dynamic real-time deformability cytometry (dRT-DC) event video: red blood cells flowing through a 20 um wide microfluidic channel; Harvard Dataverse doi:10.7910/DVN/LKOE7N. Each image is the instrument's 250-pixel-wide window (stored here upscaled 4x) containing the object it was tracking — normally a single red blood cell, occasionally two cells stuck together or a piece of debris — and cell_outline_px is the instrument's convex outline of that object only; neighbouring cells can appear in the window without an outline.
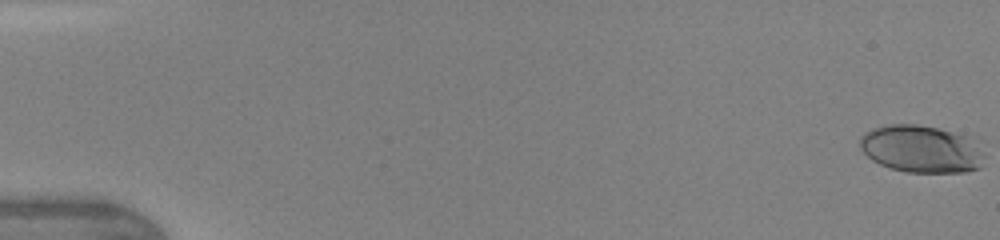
{"species": "human", "species_latin": "Homo sapiens", "temperature_condition": "warm", "stored_images_in_passage": 47, "camera_frame_rate_fps": 3000, "um_per_image_px": 0.085, "donor": {"sex": "female"}, "frame": {"image": 1, "passage_image": 1, "time_ms": 0.0, "image_size_px": [1000, 240], "cell_outline_px": [[984, 140], [980, 168], [968, 172], [904, 172], [888, 168], [872, 160], [860, 148], [860, 136], [864, 132], [872, 128], [888, 124], [916, 124], [980, 136]], "centroid_in_image_um": [78.41, 12.64], "position_along_channel_um": 6.6, "area_um2": 35.55}}
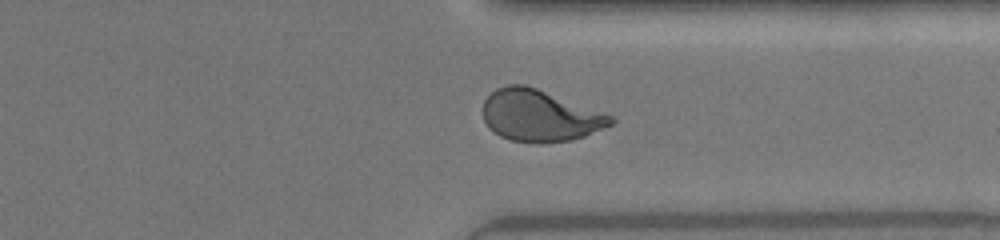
{"frame": {"image": 2, "passage_image": 37, "time_ms": 12.0, "image_size_px": [1000, 240], "cell_outline_px": [[616, 120], [612, 124], [584, 136], [572, 140], [540, 144], [512, 140], [500, 136], [488, 128], [484, 120], [484, 100], [496, 88], [508, 84], [524, 84], [536, 88], [612, 116]], "centroid_in_image_um": [45.85, 9.84], "position_along_channel_um": 365.6, "area_um2": 38.15}}
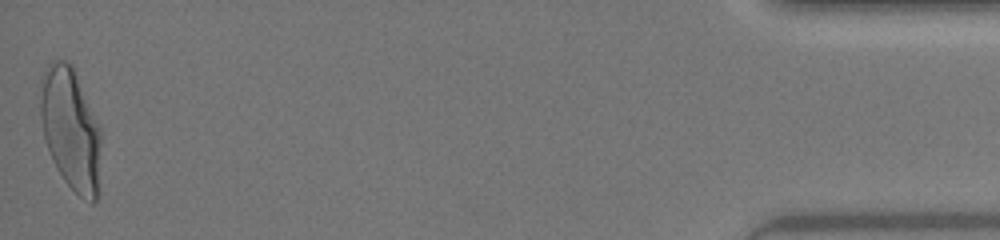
{"frame": {"image": 3, "passage_image": 47, "time_ms": 15.333, "image_size_px": [1000, 240], "cell_outline_px": [[100, 144], [96, 200], [92, 204], [80, 196], [64, 180], [56, 168], [52, 160], [44, 136], [40, 116], [40, 76], [48, 64], [52, 60], [68, 60], [72, 64], [100, 128]], "centroid_in_image_um": [5.97, 10.9], "position_along_channel_um": 429.2, "area_um2": 42.89}, "authors_computed_cell_mechanics": {"area_um2": 37.9746, "velocity_mm_per_s": 4.4089, "shape_relaxation_time_tau1_ms": 3.922, "shape_relaxation_time_tau2_ms": null, "deformation_change_tau1": 0.2089, "deformation_change_tau2": null}}